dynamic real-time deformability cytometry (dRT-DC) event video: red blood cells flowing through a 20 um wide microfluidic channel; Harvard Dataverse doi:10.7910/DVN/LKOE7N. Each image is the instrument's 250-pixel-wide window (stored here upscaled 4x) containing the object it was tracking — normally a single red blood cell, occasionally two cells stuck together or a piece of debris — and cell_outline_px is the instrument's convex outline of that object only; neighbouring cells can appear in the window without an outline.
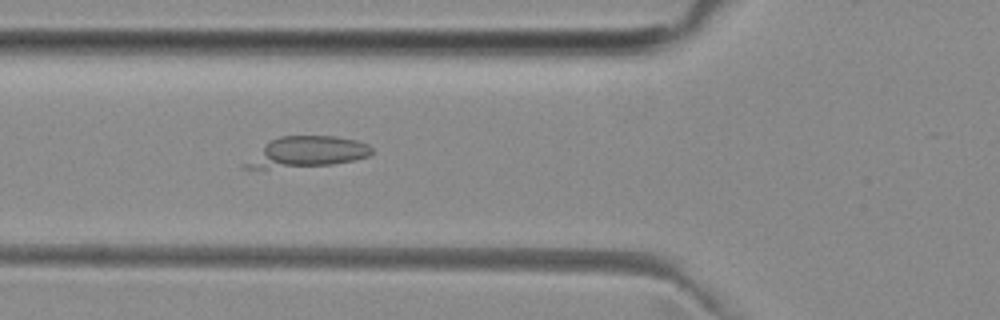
{"species": "common noctule bat (a hibernating species)", "species_latin": "Nyctalus noctula", "temperature_condition": "room temperature", "stored_images_in_passage": 39, "camera_frame_rate_fps": 3000, "um_per_image_px": 0.085, "animal": {"sex": "female", "body_mass_g": 29.2, "forearm_length_mm": 56.3}, "frame": {"image": 1, "passage_image": 9, "time_ms": 2.667, "image_size_px": [1000, 320], "cell_outline_px": [[372, 152], [368, 156], [352, 160], [332, 164], [264, 168], [240, 168], [240, 164], [272, 140], [280, 136], [336, 136], [356, 140], [368, 144], [372, 148]], "centroid_in_image_um": [26.08, 12.91], "position_along_channel_um": 99.7, "area_um2": 22.2}}
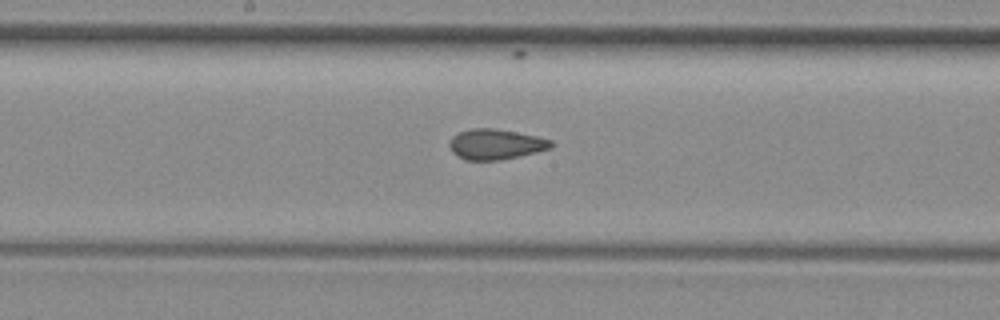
{"frame": {"image": 2, "passage_image": 17, "time_ms": 5.333, "image_size_px": [1000, 320], "cell_outline_px": [[552, 148], [536, 152], [500, 160], [464, 160], [452, 152], [448, 144], [452, 136], [460, 132], [472, 128], [492, 128], [516, 132], [536, 136], [552, 140]], "centroid_in_image_um": [42.11, 12.26], "position_along_channel_um": 206.1, "area_um2": 17.92}}
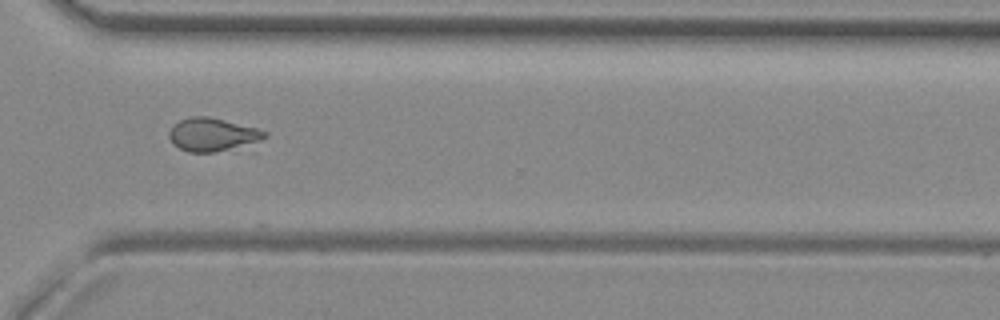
{"frame": {"image": 3, "passage_image": 28, "time_ms": 9.0, "image_size_px": [1000, 320], "cell_outline_px": [[268, 136], [260, 140], [212, 152], [188, 152], [172, 144], [168, 136], [168, 132], [180, 120], [192, 116], [208, 116], [256, 128], [268, 132]], "centroid_in_image_um": [18.01, 11.42], "position_along_channel_um": 352.6, "area_um2": 17.98}, "authors_computed_cell_mechanics": {"area_um2": 18.1492, "velocity_mm_per_s": 3.9865, "shape_relaxation_time_tau1_ms": 4.2055, "shape_relaxation_time_tau2_ms": null, "deformation_change_tau1": 0.1119, "deformation_change_tau2": null}}